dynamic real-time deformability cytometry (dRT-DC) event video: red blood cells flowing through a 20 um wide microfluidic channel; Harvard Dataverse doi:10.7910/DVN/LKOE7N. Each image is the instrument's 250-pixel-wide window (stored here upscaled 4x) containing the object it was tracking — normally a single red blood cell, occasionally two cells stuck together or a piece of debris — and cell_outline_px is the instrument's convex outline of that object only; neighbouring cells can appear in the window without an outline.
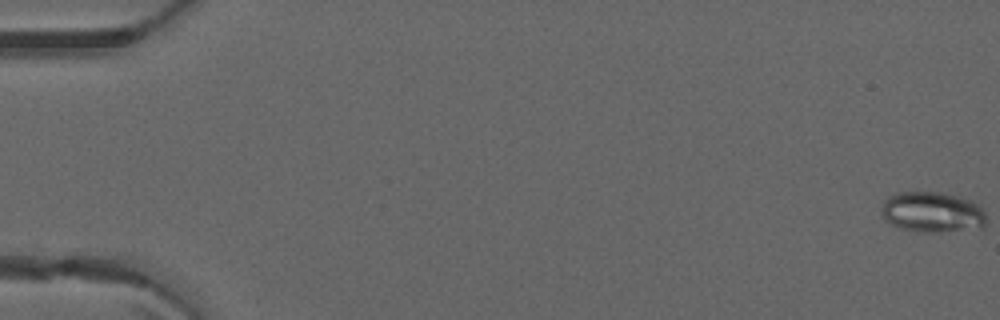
{"species": "common noctule bat (a hibernating species)", "species_latin": "Nyctalus noctula", "temperature_condition": "warm", "stored_images_in_passage": 52, "camera_frame_rate_fps": 3000, "um_per_image_px": 0.085, "animal": {"sex": "male", "forearm_length_mm": 52.5}, "frame": {"image": 1, "passage_image": 1, "time_ms": 0.0, "image_size_px": [1000, 320], "cell_outline_px": [[984, 228], [932, 232], [924, 232], [900, 228], [892, 224], [884, 216], [884, 200], [888, 196], [896, 192], [944, 192], [972, 200], [984, 212]], "centroid_in_image_um": [79.27, 18.01], "position_along_channel_um": 5.7, "area_um2": 24.45}}
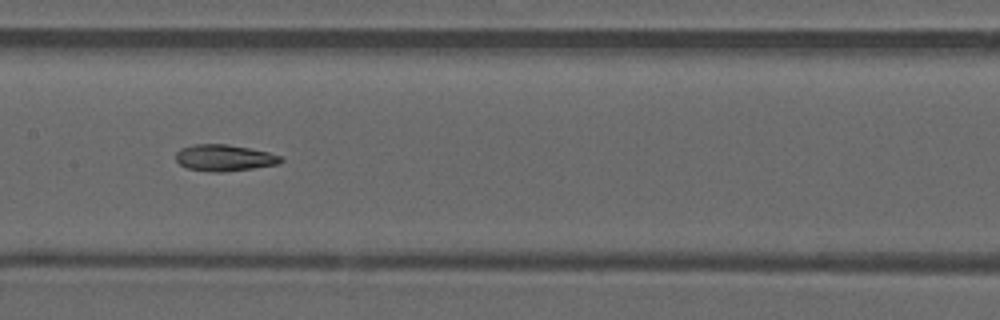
{"frame": {"image": 2, "passage_image": 27, "time_ms": 8.667, "image_size_px": [1000, 320], "cell_outline_px": [[284, 160], [280, 164], [224, 172], [212, 172], [188, 168], [180, 164], [176, 160], [176, 152], [180, 148], [196, 144], [228, 144], [268, 152], [280, 156]], "centroid_in_image_um": [19.07, 13.41], "position_along_channel_um": 188.3, "area_um2": 16.13}}
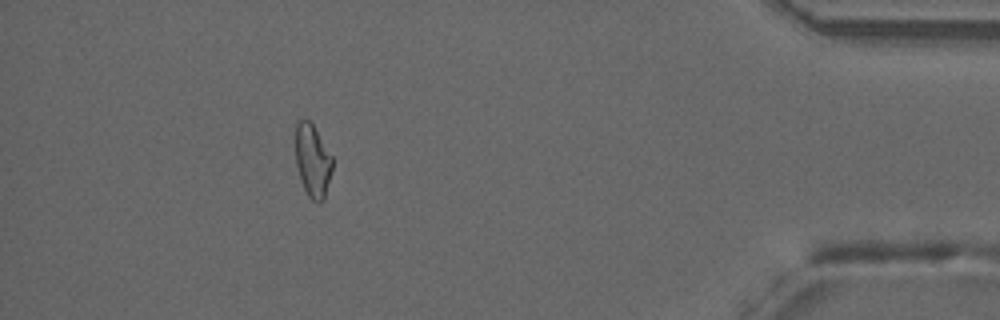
{"frame": {"image": 3, "passage_image": 47, "time_ms": 15.333, "image_size_px": [1000, 320], "cell_outline_px": [[332, 168], [324, 200], [320, 204], [316, 204], [308, 196], [304, 188], [296, 164], [296, 120], [304, 116], [312, 124], [332, 156]], "centroid_in_image_um": [26.56, 13.66], "position_along_channel_um": 408.6, "area_um2": 15.66}, "authors_computed_cell_mechanics": {"area_um2": 16.9354, "velocity_mm_per_s": 4.0816, "shape_relaxation_time_tau1_ms": null, "shape_relaxation_time_tau2_ms": 7.37, "deformation_change_tau1": null, "deformation_change_tau2": 0.1677}}